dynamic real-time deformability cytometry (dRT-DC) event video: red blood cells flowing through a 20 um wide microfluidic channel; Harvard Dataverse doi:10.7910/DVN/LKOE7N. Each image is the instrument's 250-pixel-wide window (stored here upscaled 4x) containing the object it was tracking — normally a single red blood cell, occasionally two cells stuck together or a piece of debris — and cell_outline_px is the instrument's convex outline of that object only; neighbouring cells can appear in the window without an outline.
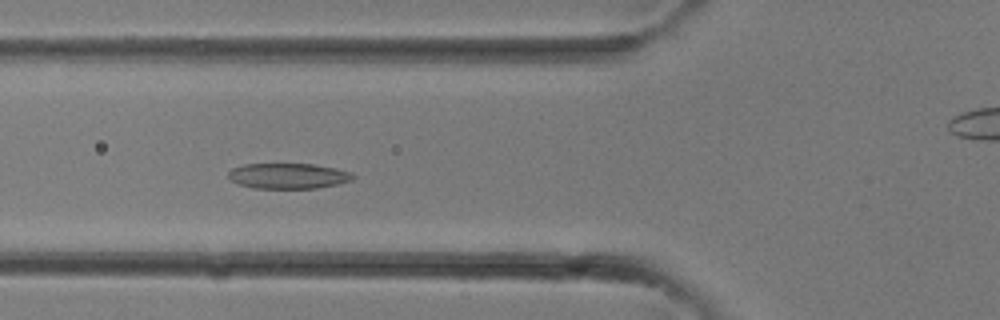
{"species": "common noctule bat (a hibernating species)", "species_latin": "Nyctalus noctula", "temperature_condition": "room temperature", "stored_images_in_passage": 34, "camera_frame_rate_fps": 3000, "um_per_image_px": 0.085, "animal": {"sex": "female"}, "frame": {"image": 1, "passage_image": 12, "time_ms": 3.667, "image_size_px": [1000, 320], "cell_outline_px": [[356, 176], [352, 180], [336, 184], [316, 188], [252, 188], [236, 184], [228, 176], [228, 172], [232, 168], [244, 164], [316, 164], [336, 168], [352, 172]], "centroid_in_image_um": [24.5, 14.95], "position_along_channel_um": 101.3, "area_um2": 18.61}}
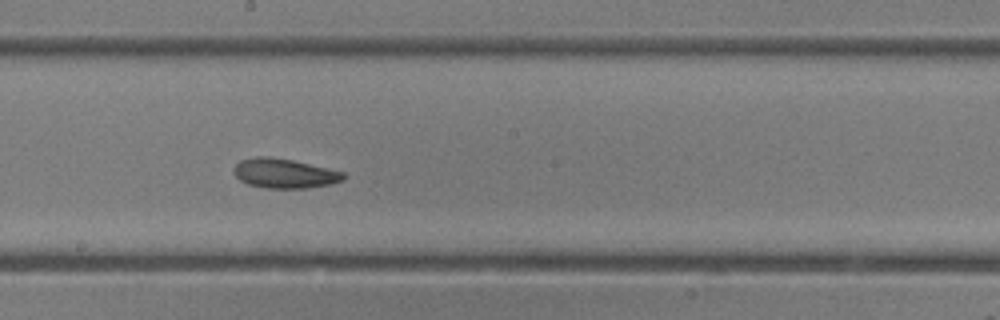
{"frame": {"image": 2, "passage_image": 18, "time_ms": 5.667, "image_size_px": [1000, 320], "cell_outline_px": [[348, 176], [344, 180], [328, 184], [304, 188], [264, 188], [248, 184], [240, 180], [236, 176], [236, 164], [240, 160], [256, 156], [268, 156], [292, 160], [344, 172]], "centroid_in_image_um": [24.19, 14.73], "position_along_channel_um": 224.0, "area_um2": 18.67}}
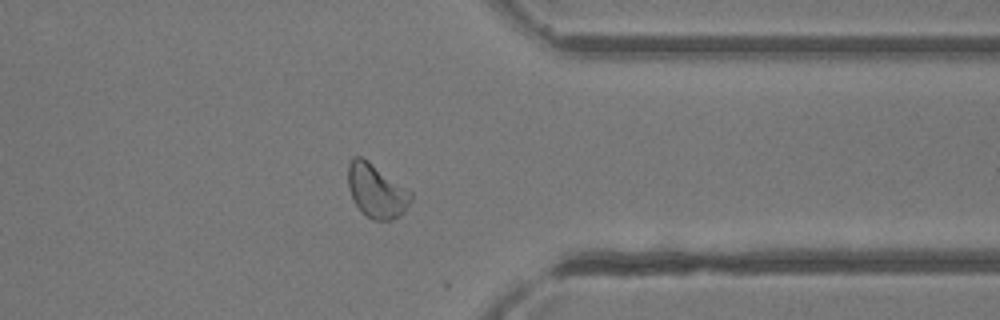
{"frame": {"image": 3, "passage_image": 26, "time_ms": 8.333, "image_size_px": [1000, 320], "cell_outline_px": [[412, 200], [404, 212], [400, 216], [392, 220], [372, 220], [356, 204], [348, 188], [348, 164], [352, 156], [360, 156], [368, 160], [412, 192]], "centroid_in_image_um": [32.01, 16.21], "position_along_channel_um": 379.4, "area_um2": 19.59}}